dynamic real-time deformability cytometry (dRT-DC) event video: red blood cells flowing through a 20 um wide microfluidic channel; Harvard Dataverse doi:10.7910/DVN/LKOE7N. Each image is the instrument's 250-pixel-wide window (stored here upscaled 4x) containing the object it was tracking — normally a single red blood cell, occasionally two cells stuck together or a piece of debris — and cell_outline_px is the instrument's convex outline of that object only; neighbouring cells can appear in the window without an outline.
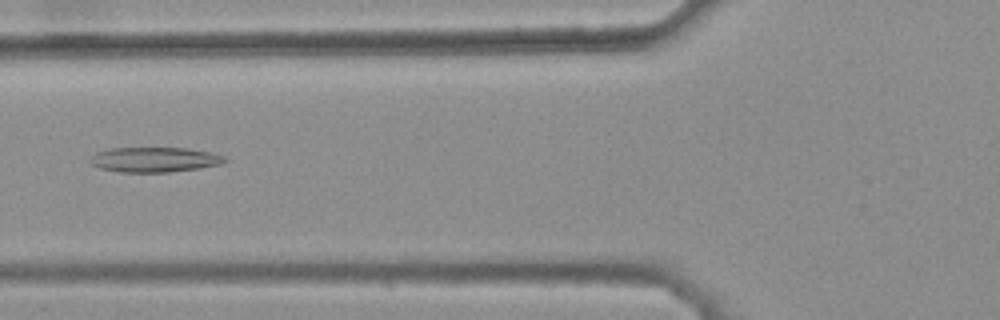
{"species": "common noctule bat (a hibernating species)", "species_latin": "Nyctalus noctula", "temperature_condition": "warm", "stored_images_in_passage": 46, "camera_frame_rate_fps": 3000, "um_per_image_px": 0.085, "animal": {"sex": "female", "body_mass_g": 25.1}, "frame": {"image": 1, "passage_image": 20, "time_ms": 6.333, "image_size_px": [1000, 320], "cell_outline_px": [[228, 160], [220, 164], [200, 168], [168, 172], [120, 172], [100, 168], [92, 164], [88, 160], [96, 152], [108, 148], [188, 148], [212, 152], [224, 156]], "centroid_in_image_um": [13.13, 13.56], "position_along_channel_um": 112.7, "area_um2": 19.65}}
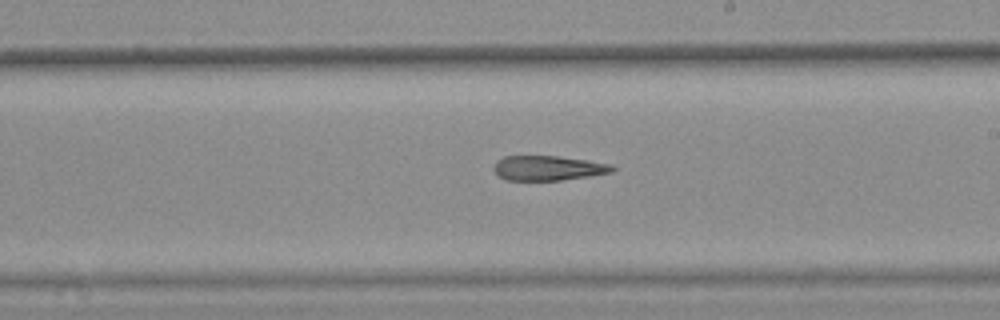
{"frame": {"image": 2, "passage_image": 30, "time_ms": 9.667, "image_size_px": [1000, 320], "cell_outline_px": [[616, 168], [612, 172], [588, 176], [560, 180], [504, 180], [492, 168], [496, 160], [504, 156], [556, 156], [588, 160], [612, 164]], "centroid_in_image_um": [46.58, 14.28], "position_along_channel_um": 242.4, "area_um2": 17.11}}
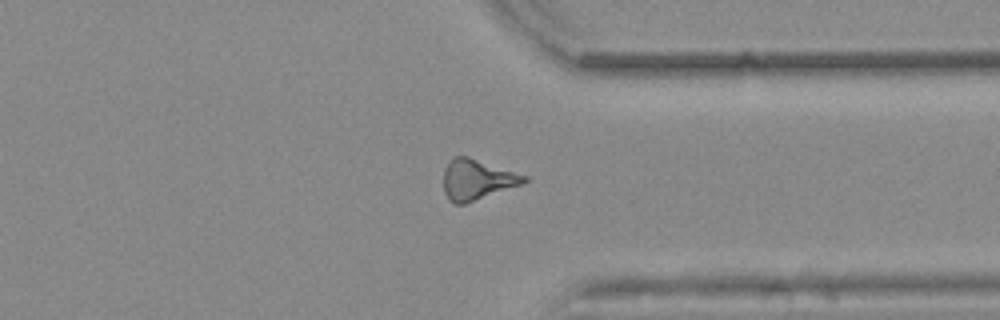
{"frame": {"image": 3, "passage_image": 40, "time_ms": 13.0, "image_size_px": [1000, 320], "cell_outline_px": [[528, 180], [520, 184], [464, 204], [452, 204], [448, 200], [444, 192], [444, 168], [452, 156], [468, 156], [528, 176]], "centroid_in_image_um": [40.49, 15.25], "position_along_channel_um": 370.9, "area_um2": 18.84}}